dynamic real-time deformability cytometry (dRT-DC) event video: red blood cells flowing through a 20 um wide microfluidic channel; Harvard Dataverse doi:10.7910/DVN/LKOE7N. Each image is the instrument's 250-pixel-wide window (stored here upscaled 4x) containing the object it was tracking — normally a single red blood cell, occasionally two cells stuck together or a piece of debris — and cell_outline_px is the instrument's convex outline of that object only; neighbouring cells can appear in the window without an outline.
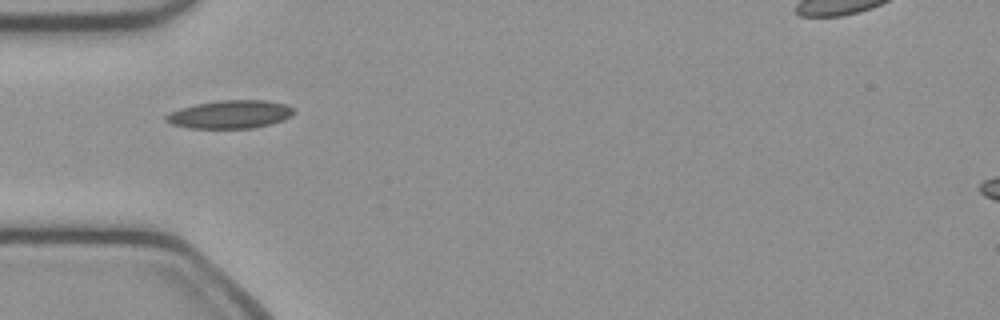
{"species": "common noctule bat (a hibernating species)", "species_latin": "Nyctalus noctula", "temperature_condition": "cold", "stored_images_in_passage": 36, "camera_frame_rate_fps": 3000, "um_per_image_px": 0.085, "animal": {"sex": "female", "body_mass_g": 21.9}, "frame": {"image": 1, "passage_image": 1, "time_ms": 0.0, "image_size_px": [1000, 320], "cell_outline_px": [[296, 112], [292, 116], [284, 120], [252, 128], [188, 128], [172, 124], [164, 120], [164, 116], [168, 112], [180, 108], [196, 104], [220, 100], [268, 100], [284, 104], [292, 108]], "centroid_in_image_um": [19.54, 9.72], "position_along_channel_um": 65.5, "area_um2": 21.04}}
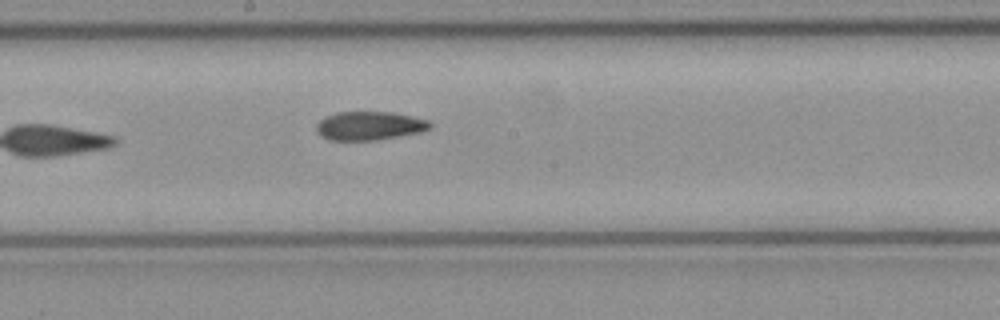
{"frame": {"image": 2, "passage_image": 12, "time_ms": 3.667, "image_size_px": [1000, 320], "cell_outline_px": [[432, 124], [428, 128], [420, 132], [372, 140], [328, 140], [320, 136], [316, 132], [316, 124], [324, 116], [336, 112], [392, 112], [412, 116], [428, 120]], "centroid_in_image_um": [31.33, 10.68], "position_along_channel_um": 216.9, "area_um2": 18.9}}
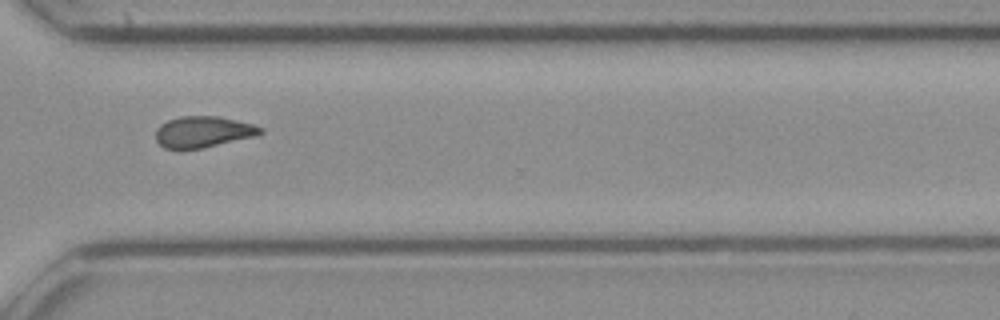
{"frame": {"image": 3, "passage_image": 22, "time_ms": 7.0, "image_size_px": [1000, 320], "cell_outline_px": [[264, 132], [256, 136], [204, 148], [180, 152], [164, 148], [156, 140], [156, 128], [160, 124], [168, 120], [180, 116], [216, 116], [252, 124], [264, 128]], "centroid_in_image_um": [17.22, 11.25], "position_along_channel_um": 353.4, "area_um2": 19.54}, "authors_computed_cell_mechanics": {"area_um2": 19.074, "velocity_mm_per_s": 4.0991, "shape_relaxation_time_tau1_ms": 8.6971, "shape_relaxation_time_tau2_ms": 7.0826, "deformation_change_tau1": 0.1903, "deformation_change_tau2": 0.1572}}